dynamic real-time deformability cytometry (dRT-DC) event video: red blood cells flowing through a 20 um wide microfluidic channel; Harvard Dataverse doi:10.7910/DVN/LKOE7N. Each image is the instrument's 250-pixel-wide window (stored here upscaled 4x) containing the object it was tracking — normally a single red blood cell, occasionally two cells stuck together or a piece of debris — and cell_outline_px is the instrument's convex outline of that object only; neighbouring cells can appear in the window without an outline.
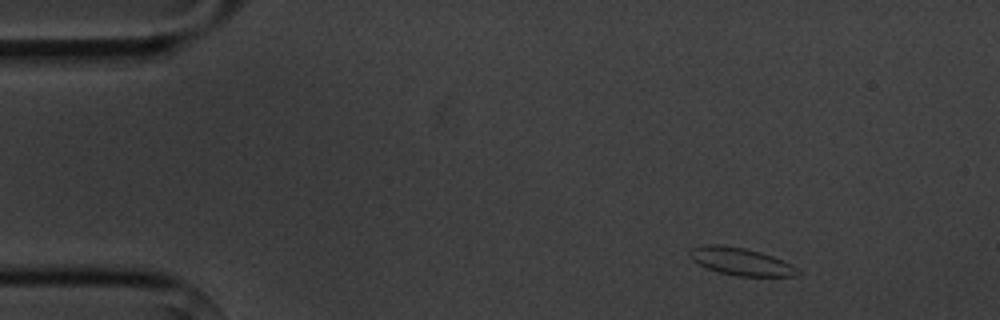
{"species": "common noctule bat (a hibernating species)", "species_latin": "Nyctalus noctula", "temperature_condition": "cold", "stored_images_in_passage": 7, "camera_frame_rate_fps": 3000, "um_per_image_px": 0.085, "animal": {"sex": "male", "body_mass_g": 20.1, "forearm_length_mm": 53.5}, "frame": {"image": 1, "passage_image": 1, "time_ms": 0.0, "image_size_px": [1000, 320], "cell_outline_px": [[800, 272], [792, 276], [736, 276], [720, 272], [708, 268], [692, 260], [688, 256], [688, 252], [692, 248], [704, 244], [720, 244], [744, 248], [760, 252], [772, 256], [792, 264]], "centroid_in_image_um": [62.93, 22.21], "position_along_channel_um": 22.1, "area_um2": 17.17}}
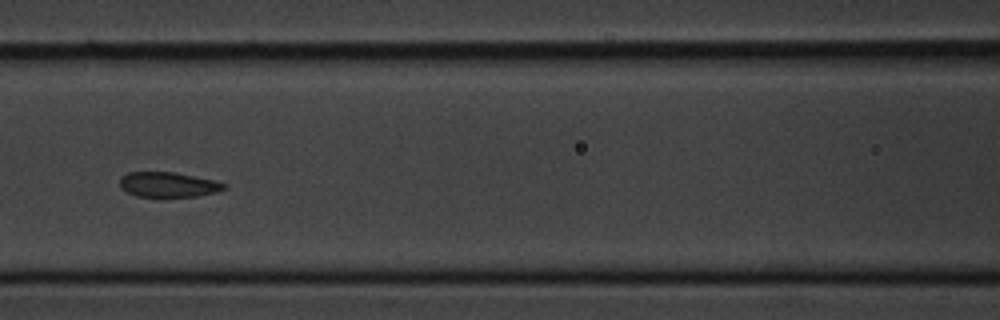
{"frame": {"image": 2, "passage_image": 6, "time_ms": 5.667, "image_size_px": [1000, 320], "cell_outline_px": [[228, 188], [216, 192], [196, 196], [136, 196], [120, 188], [120, 176], [128, 172], [176, 172], [216, 180], [228, 184]], "centroid_in_image_um": [14.33, 15.67], "position_along_channel_um": 152.3, "area_um2": 15.32}}
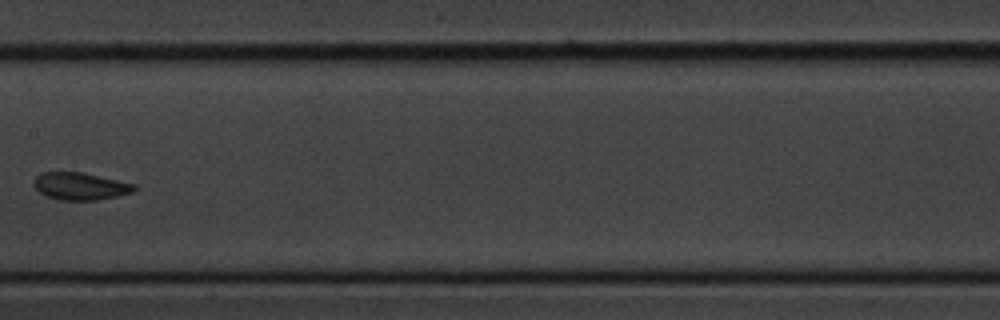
{"frame": {"image": 3, "passage_image": 7, "time_ms": 7.0, "image_size_px": [1000, 320], "cell_outline_px": [[136, 188], [132, 192], [116, 196], [96, 200], [56, 200], [44, 196], [36, 188], [36, 176], [40, 172], [84, 172], [136, 184]], "centroid_in_image_um": [6.83, 15.82], "position_along_channel_um": 200.6, "area_um2": 16.01}}